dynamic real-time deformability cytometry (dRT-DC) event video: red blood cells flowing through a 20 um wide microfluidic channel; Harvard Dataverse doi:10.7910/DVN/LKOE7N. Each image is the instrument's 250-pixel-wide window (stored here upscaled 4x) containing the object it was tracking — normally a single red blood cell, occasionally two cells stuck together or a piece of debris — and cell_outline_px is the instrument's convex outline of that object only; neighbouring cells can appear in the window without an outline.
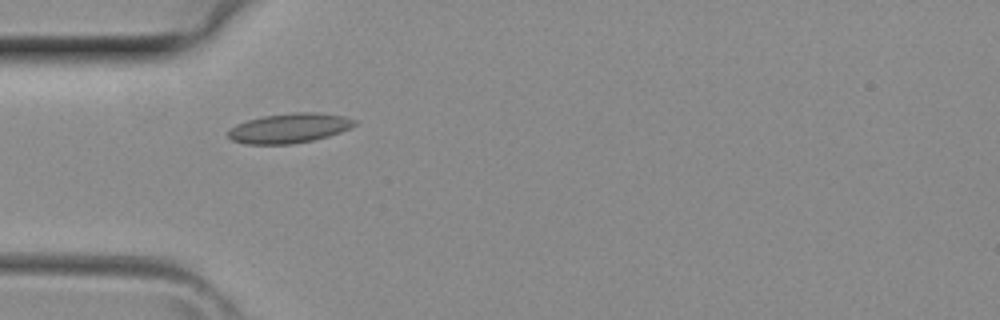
{"species": "common noctule bat (a hibernating species)", "species_latin": "Nyctalus noctula", "temperature_condition": "room temperature", "stored_images_in_passage": 3, "camera_frame_rate_fps": 3000, "um_per_image_px": 0.085, "animal": {"sex": "female", "body_mass_g": 29.2, "forearm_length_mm": 56.3}, "frame": {"image": 1, "passage_image": 2, "time_ms": 0.333, "image_size_px": [1000, 320], "cell_outline_px": [[356, 124], [340, 132], [328, 136], [312, 140], [292, 144], [244, 144], [232, 140], [228, 136], [228, 128], [236, 124], [248, 120], [264, 116], [292, 112], [316, 112], [344, 116], [356, 120]], "centroid_in_image_um": [24.56, 10.89], "position_along_channel_um": 60.4, "area_um2": 21.85}}
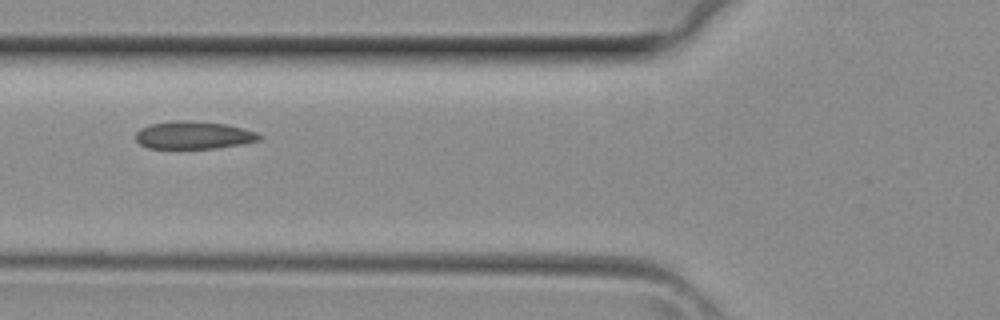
{"frame": {"image": 2, "passage_image": 3, "time_ms": 0.667, "image_size_px": [1000, 320], "cell_outline_px": [[264, 136], [260, 140], [244, 144], [216, 148], [148, 148], [140, 144], [136, 140], [136, 132], [140, 128], [148, 124], [172, 120], [188, 120], [228, 124], [244, 128], [256, 132]], "centroid_in_image_um": [16.48, 11.48], "position_along_channel_um": 109.3, "area_um2": 20.29}}